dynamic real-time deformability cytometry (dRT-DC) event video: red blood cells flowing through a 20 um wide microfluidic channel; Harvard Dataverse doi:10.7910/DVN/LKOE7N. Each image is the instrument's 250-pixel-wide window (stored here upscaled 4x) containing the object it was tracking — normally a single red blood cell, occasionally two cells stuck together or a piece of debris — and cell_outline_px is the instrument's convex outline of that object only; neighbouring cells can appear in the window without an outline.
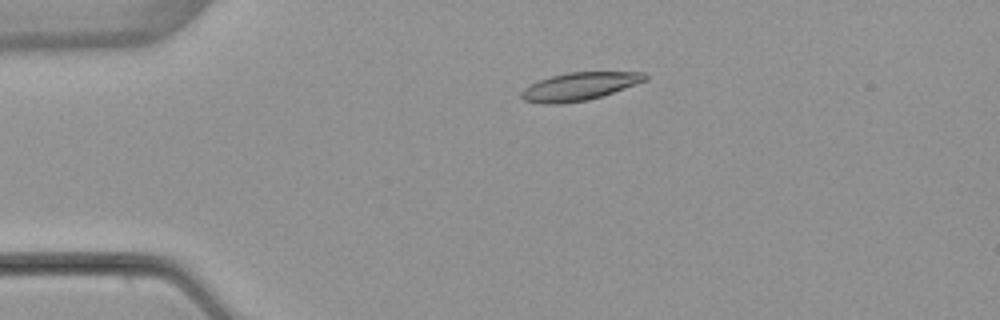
{"species": "common noctule bat (a hibernating species)", "species_latin": "Nyctalus noctula", "temperature_condition": "warm", "stored_images_in_passage": 5, "camera_frame_rate_fps": 3000, "um_per_image_px": 0.085, "animal": {"sex": "female", "body_mass_g": 22.7, "forearm_length_mm": 54.2}, "frame": {"image": 1, "passage_image": 4, "time_ms": 3.0, "image_size_px": [1000, 320], "cell_outline_px": [[648, 80], [588, 100], [560, 104], [544, 104], [524, 100], [520, 96], [520, 92], [524, 88], [540, 80], [552, 76], [568, 72], [644, 72], [648, 76]], "centroid_in_image_um": [49.24, 7.34], "position_along_channel_um": 35.8, "area_um2": 19.94}}